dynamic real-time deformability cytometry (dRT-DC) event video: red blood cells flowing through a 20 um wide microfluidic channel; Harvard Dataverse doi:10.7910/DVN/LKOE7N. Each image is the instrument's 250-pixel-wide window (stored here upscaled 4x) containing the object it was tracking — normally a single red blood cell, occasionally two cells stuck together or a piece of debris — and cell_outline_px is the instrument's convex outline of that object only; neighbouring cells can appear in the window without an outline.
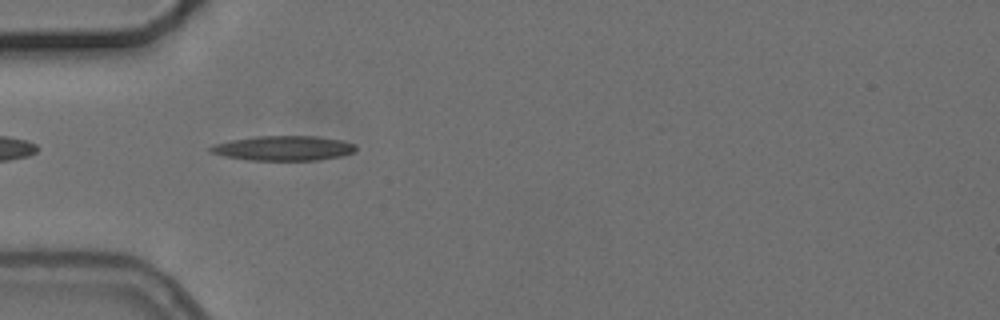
{"species": "common noctule bat (a hibernating species)", "species_latin": "Nyctalus noctula", "temperature_condition": "cold", "stored_images_in_passage": 9, "camera_frame_rate_fps": 3000, "um_per_image_px": 0.085, "animal": {"sex": "female", "body_mass_g": 24.6, "forearm_length_mm": 56.2}, "frame": {"image": 1, "passage_image": 4, "time_ms": 4.333, "image_size_px": [1000, 320], "cell_outline_px": [[356, 152], [340, 156], [320, 160], [248, 160], [224, 156], [208, 152], [208, 148], [216, 144], [232, 140], [256, 136], [316, 136], [344, 140], [356, 144]], "centroid_in_image_um": [24.14, 12.59], "position_along_channel_um": 60.9, "area_um2": 21.1}}
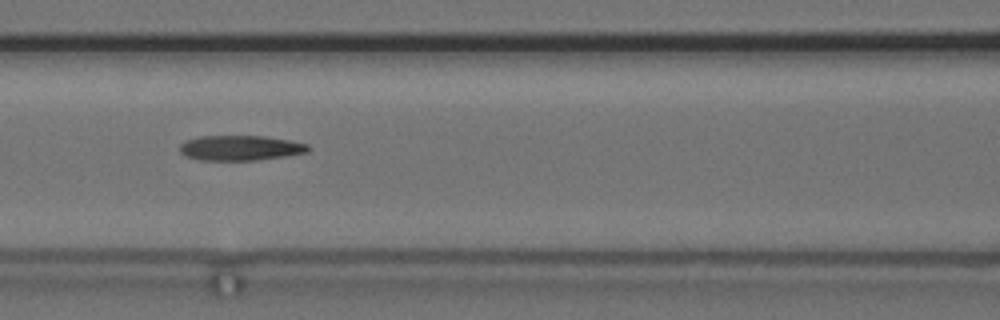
{"frame": {"image": 2, "passage_image": 6, "time_ms": 6.667, "image_size_px": [1000, 320], "cell_outline_px": [[312, 148], [308, 152], [284, 156], [256, 160], [200, 160], [184, 156], [180, 152], [180, 144], [188, 140], [200, 136], [264, 136], [288, 140], [308, 144]], "centroid_in_image_um": [20.43, 12.57], "position_along_channel_um": 146.2, "area_um2": 18.73}}
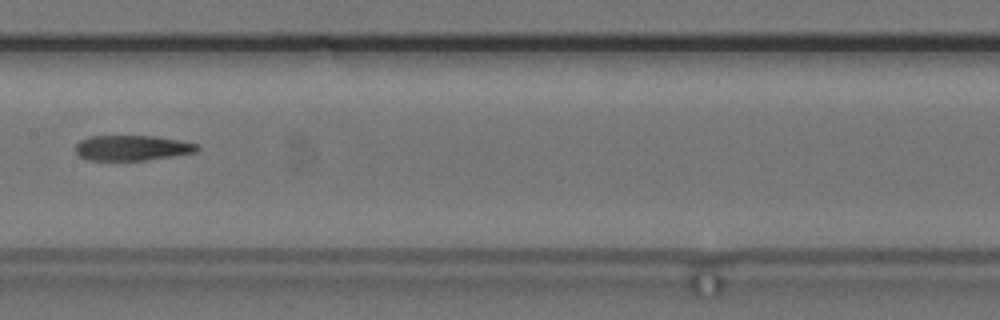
{"frame": {"image": 3, "passage_image": 7, "time_ms": 8.0, "image_size_px": [1000, 320], "cell_outline_px": [[200, 148], [196, 152], [148, 160], [88, 160], [80, 156], [76, 152], [76, 144], [80, 140], [88, 136], [152, 136], [180, 140], [196, 144]], "centroid_in_image_um": [11.22, 12.57], "position_along_channel_um": 196.2, "area_um2": 17.86}}